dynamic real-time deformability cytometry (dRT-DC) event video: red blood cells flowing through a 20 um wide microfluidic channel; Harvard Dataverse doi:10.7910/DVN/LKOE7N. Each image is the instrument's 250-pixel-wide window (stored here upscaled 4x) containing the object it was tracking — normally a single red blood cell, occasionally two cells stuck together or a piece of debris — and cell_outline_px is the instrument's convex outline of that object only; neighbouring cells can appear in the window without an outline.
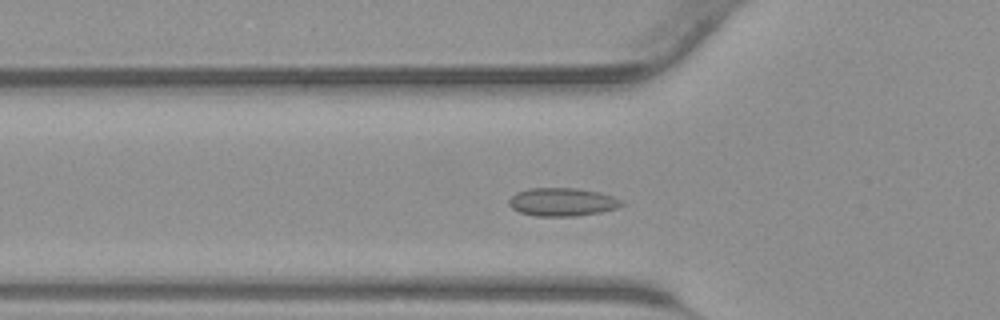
{"species": "common noctule bat (a hibernating species)", "species_latin": "Nyctalus noctula", "temperature_condition": "warm", "stored_images_in_passage": 40, "camera_frame_rate_fps": 3000, "um_per_image_px": 0.085, "animal": {"sex": "male", "body_mass_g": 23.1, "forearm_length_mm": 52.7}, "frame": {"image": 1, "passage_image": 10, "time_ms": 3.0, "image_size_px": [1000, 320], "cell_outline_px": [[628, 204], [616, 208], [600, 212], [576, 216], [536, 216], [520, 212], [512, 208], [508, 204], [508, 200], [516, 192], [528, 188], [576, 188], [600, 192], [624, 200]], "centroid_in_image_um": [47.83, 17.16], "position_along_channel_um": 78.0, "area_um2": 18.73}}
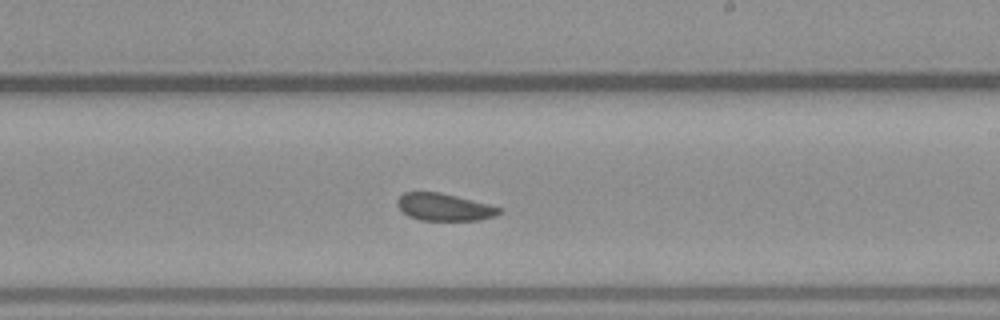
{"frame": {"image": 2, "passage_image": 21, "time_ms": 6.667, "image_size_px": [1000, 320], "cell_outline_px": [[504, 212], [496, 216], [480, 220], [420, 220], [408, 216], [396, 204], [396, 200], [404, 192], [440, 192], [504, 208]], "centroid_in_image_um": [37.8, 17.61], "position_along_channel_um": 251.2, "area_um2": 16.3}}
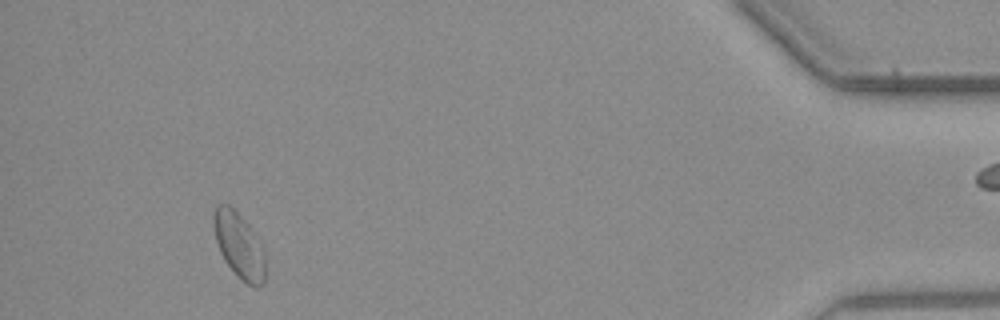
{"frame": {"image": 3, "passage_image": 36, "time_ms": 11.667, "image_size_px": [1000, 320], "cell_outline_px": [[264, 284], [248, 284], [240, 280], [236, 276], [224, 260], [220, 252], [216, 240], [212, 224], [212, 216], [216, 204], [228, 204], [248, 224], [264, 248]], "centroid_in_image_um": [20.28, 20.83], "position_along_channel_um": 414.9, "area_um2": 19.65}}